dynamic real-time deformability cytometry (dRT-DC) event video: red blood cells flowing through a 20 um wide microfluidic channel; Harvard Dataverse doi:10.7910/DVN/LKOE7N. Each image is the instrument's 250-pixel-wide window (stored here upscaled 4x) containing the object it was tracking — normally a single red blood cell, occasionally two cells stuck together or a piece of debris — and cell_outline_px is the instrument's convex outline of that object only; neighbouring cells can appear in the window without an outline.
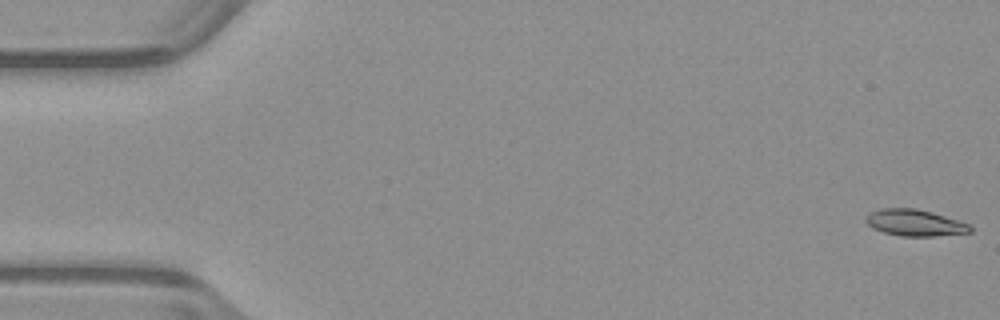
{"species": "common noctule bat (a hibernating species)", "species_latin": "Nyctalus noctula", "temperature_condition": "warm", "stored_images_in_passage": 52, "camera_frame_rate_fps": 3000, "um_per_image_px": 0.085, "animal": {"sex": "male", "body_mass_g": 23.1, "forearm_length_mm": 52.7}, "frame": {"image": 1, "passage_image": 1, "time_ms": 0.0, "image_size_px": [1000, 320], "cell_outline_px": [[972, 232], [932, 236], [900, 236], [884, 232], [872, 228], [864, 220], [872, 212], [880, 208], [916, 208], [932, 212], [968, 224], [972, 228]], "centroid_in_image_um": [77.74, 18.93], "position_along_channel_um": 7.3, "area_um2": 15.9}}
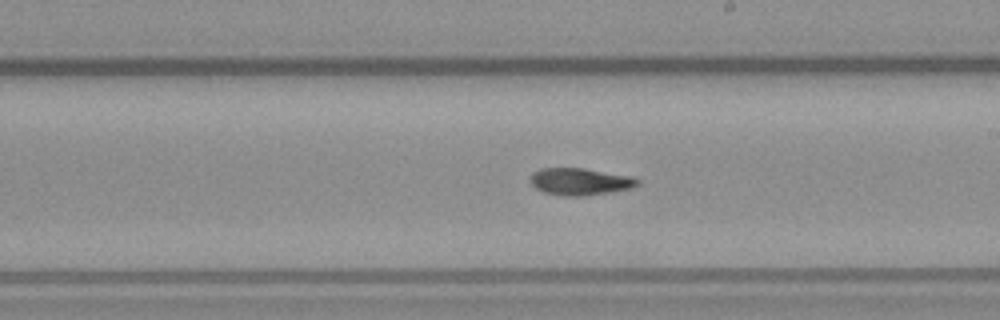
{"frame": {"image": 2, "passage_image": 30, "time_ms": 9.667, "image_size_px": [1000, 320], "cell_outline_px": [[640, 184], [632, 188], [584, 196], [560, 196], [544, 192], [536, 188], [528, 180], [532, 172], [540, 168], [584, 168], [632, 176], [640, 180]], "centroid_in_image_um": [49.29, 15.43], "position_along_channel_um": 239.7, "area_um2": 17.11}}
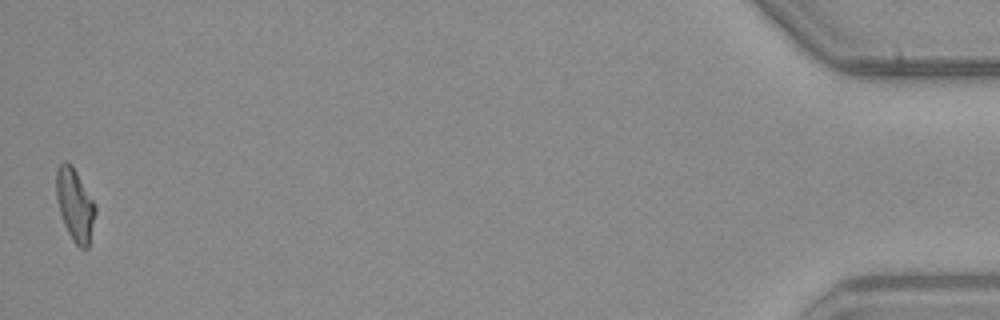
{"frame": {"image": 3, "passage_image": 52, "time_ms": 17.0, "image_size_px": [1000, 320], "cell_outline_px": [[96, 212], [88, 248], [80, 248], [72, 240], [64, 224], [60, 212], [56, 196], [56, 168], [64, 160], [72, 164], [96, 204]], "centroid_in_image_um": [6.37, 17.38], "position_along_channel_um": 428.8, "area_um2": 16.59}, "authors_computed_cell_mechanics": {"area_um2": 16.7909, "velocity_mm_per_s": 3.9723, "shape_relaxation_time_tau1_ms": null, "shape_relaxation_time_tau2_ms": 7.4073, "deformation_change_tau1": null, "deformation_change_tau2": 0.1488}}